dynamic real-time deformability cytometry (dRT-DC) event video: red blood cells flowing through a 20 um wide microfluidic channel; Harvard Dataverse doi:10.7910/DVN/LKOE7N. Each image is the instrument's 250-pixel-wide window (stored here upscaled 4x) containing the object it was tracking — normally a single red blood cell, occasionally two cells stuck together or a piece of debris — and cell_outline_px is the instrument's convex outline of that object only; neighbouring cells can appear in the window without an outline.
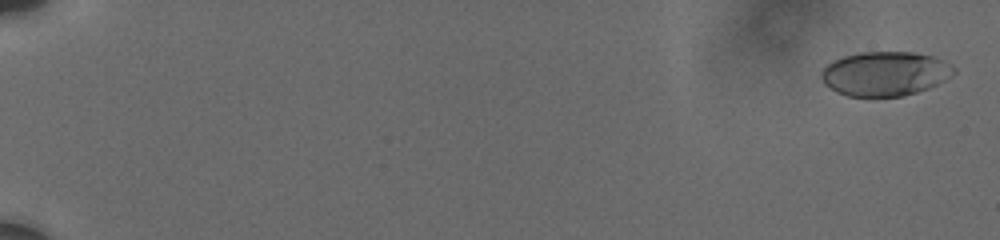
{"species": "human", "species_latin": "Homo sapiens", "temperature_condition": "cold", "stored_images_in_passage": 56, "camera_frame_rate_fps": 3000, "um_per_image_px": 0.085, "donor": {"sex": "male"}, "frame": {"image": 1, "passage_image": 2, "time_ms": 0.333, "image_size_px": [1000, 240], "cell_outline_px": [[956, 72], [944, 80], [928, 88], [904, 96], [872, 100], [848, 96], [836, 92], [824, 84], [820, 76], [820, 72], [832, 60], [844, 56], [860, 52], [912, 52], [932, 56], [952, 64], [956, 68]], "centroid_in_image_um": [75.19, 6.3], "position_along_channel_um": 9.8, "area_um2": 35.08}}
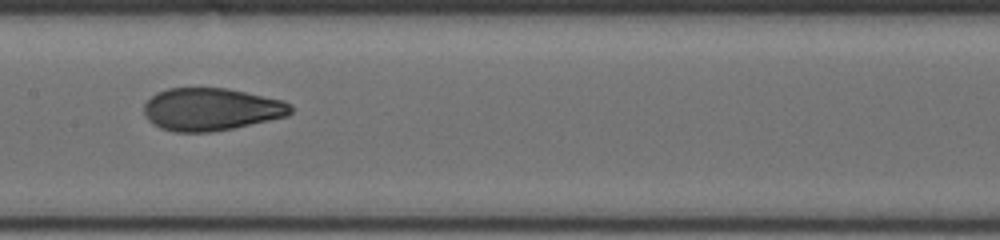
{"frame": {"image": 2, "passage_image": 36, "time_ms": 10.667, "image_size_px": [1000, 240], "cell_outline_px": [[292, 112], [288, 116], [232, 128], [212, 132], [172, 132], [160, 128], [152, 124], [144, 116], [144, 104], [156, 92], [168, 88], [228, 88], [284, 100], [292, 108]], "centroid_in_image_um": [17.92, 9.29], "position_along_channel_um": 189.5, "area_um2": 36.59}}
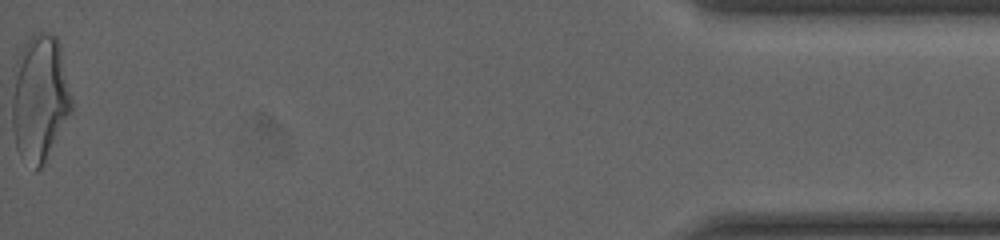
{"frame": {"image": 3, "passage_image": 56, "time_ms": 19.333, "image_size_px": [1000, 240], "cell_outline_px": [[72, 112], [40, 168], [36, 172], [16, 148], [12, 128], [12, 100], [16, 60], [28, 40], [36, 32], [44, 32], [56, 36], [60, 44], [72, 100]], "centroid_in_image_um": [3.38, 8.33], "position_along_channel_um": 431.8, "area_um2": 43.47}, "authors_computed_cell_mechanics": {"area_um2": 35.6915, "velocity_mm_per_s": 3.7256, "shape_relaxation_time_tau1_ms": 4.6305, "shape_relaxation_time_tau2_ms": 0.9909, "deformation_change_tau1": 0.1805, "deformation_change_tau2": 0.0695}}